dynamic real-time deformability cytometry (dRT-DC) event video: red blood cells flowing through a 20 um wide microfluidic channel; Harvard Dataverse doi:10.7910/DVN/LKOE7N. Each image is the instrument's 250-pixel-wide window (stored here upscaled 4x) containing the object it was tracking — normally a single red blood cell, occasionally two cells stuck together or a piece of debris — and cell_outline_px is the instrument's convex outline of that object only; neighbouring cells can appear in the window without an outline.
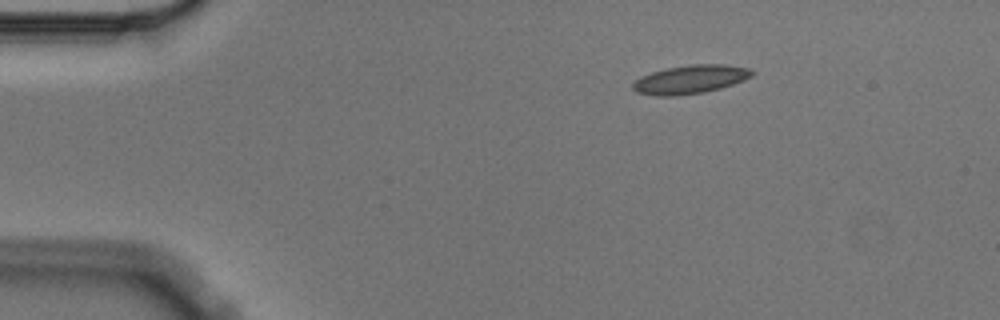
{"species": "Egyptian fruit bat (a non-hibernating species)", "species_latin": "Rousettus aegyptiacus", "temperature_condition": "cold", "stored_images_in_passage": 3, "camera_frame_rate_fps": 3000, "um_per_image_px": 0.085, "animal": {"sex": "male"}, "frame": {"image": 1, "passage_image": 1, "time_ms": 0.0, "image_size_px": [1000, 320], "cell_outline_px": [[756, 72], [752, 76], [744, 80], [720, 88], [704, 92], [676, 96], [656, 96], [636, 92], [632, 88], [632, 84], [640, 76], [652, 72], [668, 68], [692, 64], [724, 64], [748, 68]], "centroid_in_image_um": [58.67, 6.75], "position_along_channel_um": 26.3, "area_um2": 19.83}}